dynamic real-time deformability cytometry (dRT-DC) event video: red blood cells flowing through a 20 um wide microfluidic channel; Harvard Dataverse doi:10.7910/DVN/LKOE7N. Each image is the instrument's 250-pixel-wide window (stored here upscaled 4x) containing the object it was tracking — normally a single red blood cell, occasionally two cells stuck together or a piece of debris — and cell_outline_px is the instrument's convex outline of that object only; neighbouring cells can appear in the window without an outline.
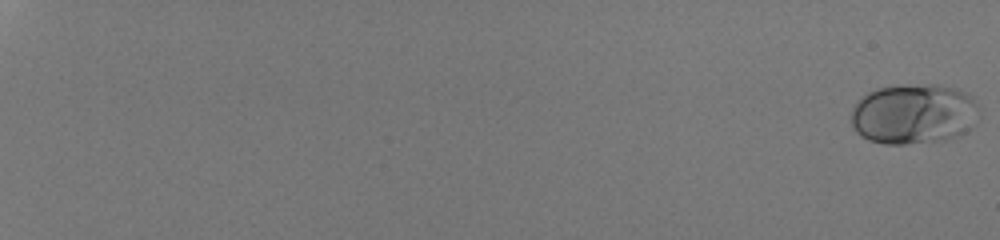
{"species": "human", "species_latin": "Homo sapiens", "temperature_condition": "room temperature", "stored_images_in_passage": 55, "camera_frame_rate_fps": 3000, "um_per_image_px": 0.085, "donor": {"sex": "male"}, "frame": {"image": 1, "passage_image": 1, "time_ms": 0.0, "image_size_px": [1000, 240], "cell_outline_px": [[976, 104], [972, 128], [960, 136], [944, 140], [904, 144], [884, 144], [868, 140], [860, 136], [852, 128], [852, 108], [868, 92], [876, 88], [928, 84], [940, 84], [968, 92], [972, 96]], "centroid_in_image_um": [77.65, 9.7], "position_along_channel_um": 7.3, "area_um2": 44.85}}
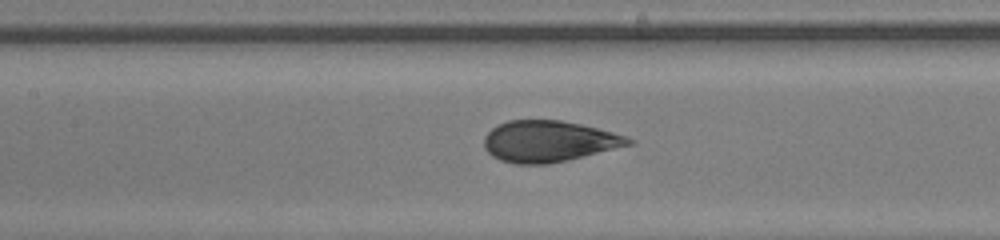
{"frame": {"image": 2, "passage_image": 32, "time_ms": 10.333, "image_size_px": [1000, 240], "cell_outline_px": [[636, 140], [632, 144], [568, 160], [548, 164], [516, 164], [500, 160], [492, 156], [484, 148], [484, 136], [492, 128], [508, 120], [560, 120], [580, 124], [628, 136]], "centroid_in_image_um": [46.64, 12.01], "position_along_channel_um": 160.8, "area_um2": 34.62}}
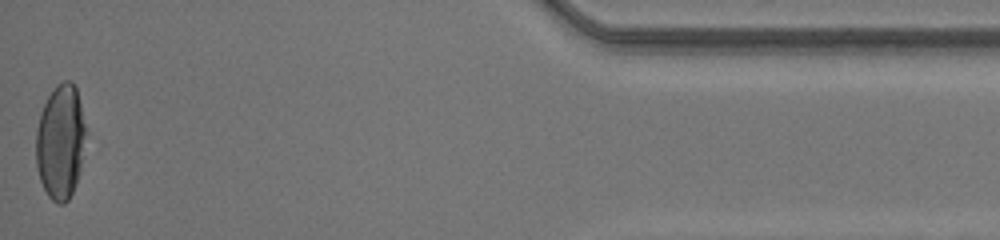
{"frame": {"image": 3, "passage_image": 55, "time_ms": 18.0, "image_size_px": [1000, 240], "cell_outline_px": [[88, 132], [80, 168], [72, 192], [68, 200], [64, 204], [60, 204], [52, 200], [48, 196], [40, 180], [36, 164], [36, 128], [40, 112], [48, 96], [56, 84], [64, 80], [72, 80], [76, 88]], "centroid_in_image_um": [5.15, 12.02], "position_along_channel_um": 430.0, "area_um2": 33.7}, "authors_computed_cell_mechanics": {"area_um2": 35.9516, "velocity_mm_per_s": 4.2402, "shape_relaxation_time_tau1_ms": 4.1392, "shape_relaxation_time_tau2_ms": null, "deformation_change_tau1": 0.1788, "deformation_change_tau2": null}}